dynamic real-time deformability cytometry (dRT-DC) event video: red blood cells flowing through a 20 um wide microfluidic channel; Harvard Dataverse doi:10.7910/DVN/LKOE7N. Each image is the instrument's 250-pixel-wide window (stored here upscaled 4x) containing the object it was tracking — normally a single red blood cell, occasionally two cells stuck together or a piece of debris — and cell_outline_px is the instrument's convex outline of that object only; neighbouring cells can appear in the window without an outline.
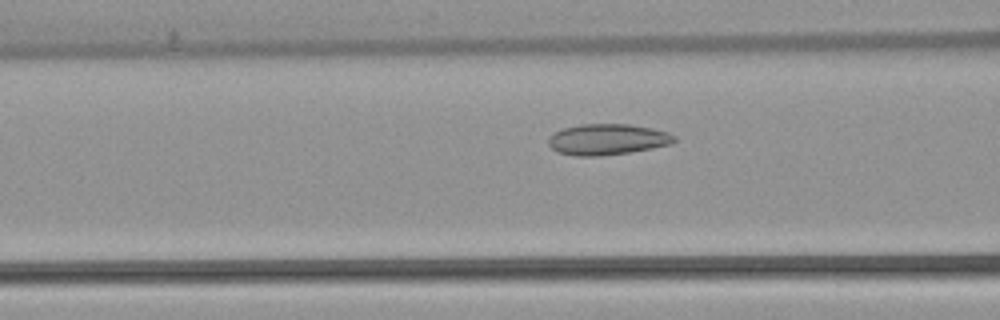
{"species": "common noctule bat (a hibernating species)", "species_latin": "Nyctalus noctula", "temperature_condition": "warm", "stored_images_in_passage": 51, "camera_frame_rate_fps": 3000, "um_per_image_px": 0.085, "animal": {"sex": "female", "body_mass_g": 22.7, "forearm_length_mm": 54.2}, "frame": {"image": 1, "passage_image": 19, "time_ms": 6.0, "image_size_px": [1000, 320], "cell_outline_px": [[676, 140], [672, 144], [632, 152], [600, 156], [576, 156], [556, 152], [548, 144], [548, 136], [564, 128], [580, 124], [628, 124], [652, 128], [668, 132], [676, 136]], "centroid_in_image_um": [51.63, 11.85], "position_along_channel_um": 115.0, "area_um2": 22.89}}
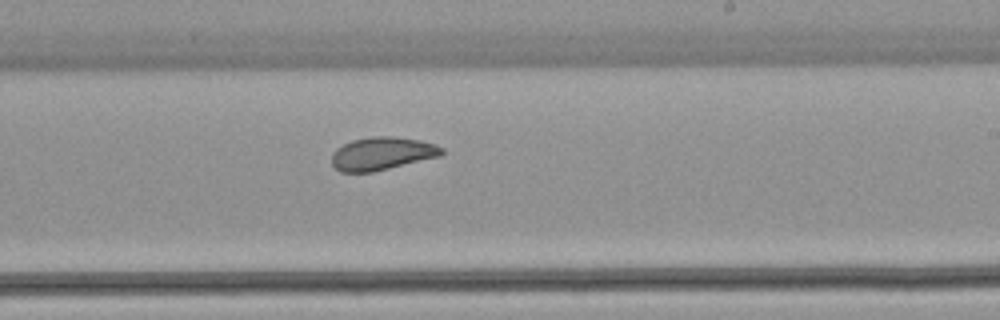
{"frame": {"image": 2, "passage_image": 30, "time_ms": 9.667, "image_size_px": [1000, 320], "cell_outline_px": [[444, 152], [440, 156], [372, 172], [340, 172], [332, 164], [332, 152], [336, 148], [352, 140], [372, 136], [388, 136], [420, 140], [436, 144], [444, 148]], "centroid_in_image_um": [32.47, 13.05], "position_along_channel_um": 256.5, "area_um2": 21.1}}
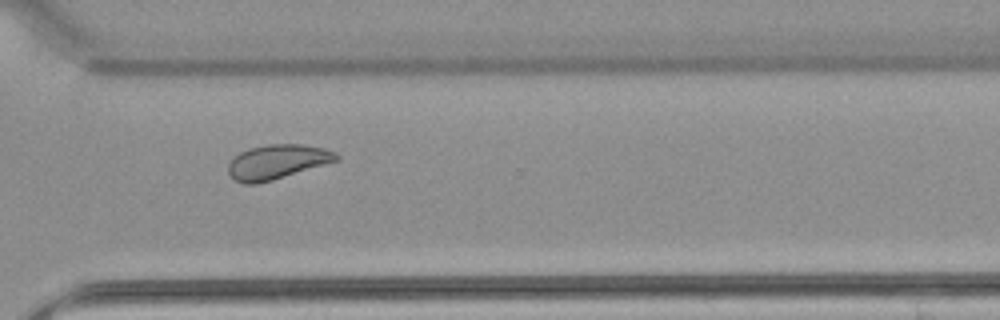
{"frame": {"image": 3, "passage_image": 37, "time_ms": 12.0, "image_size_px": [1000, 320], "cell_outline_px": [[340, 160], [272, 180], [256, 184], [244, 184], [232, 180], [228, 172], [228, 164], [240, 152], [248, 148], [268, 144], [300, 144], [324, 148], [336, 152], [340, 156]], "centroid_in_image_um": [23.56, 13.76], "position_along_channel_um": 347.0, "area_um2": 21.85}, "authors_computed_cell_mechanics": {"area_um2": 22.8888, "velocity_mm_per_s": 3.8692, "shape_relaxation_time_tau1_ms": null, "shape_relaxation_time_tau2_ms": 2.612, "deformation_change_tau1": null, "deformation_change_tau2": 0.0726}}